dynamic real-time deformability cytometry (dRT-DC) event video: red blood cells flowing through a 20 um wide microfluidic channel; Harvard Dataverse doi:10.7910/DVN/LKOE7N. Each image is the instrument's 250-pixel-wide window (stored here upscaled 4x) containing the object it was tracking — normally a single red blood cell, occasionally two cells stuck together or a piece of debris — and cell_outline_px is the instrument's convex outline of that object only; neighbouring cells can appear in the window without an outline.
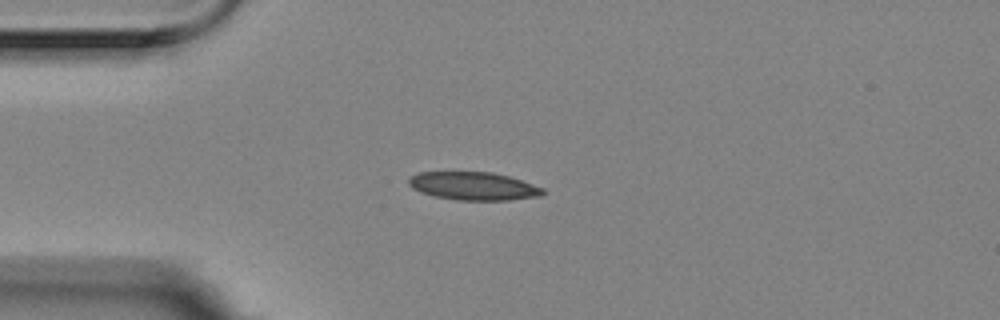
{"species": "Egyptian fruit bat (a non-hibernating species)", "species_latin": "Rousettus aegyptiacus", "temperature_condition": "room temperature", "stored_images_in_passage": 2, "camera_frame_rate_fps": 3000, "um_per_image_px": 0.085, "animal": {"sex": "female"}, "frame": {"image": 1, "passage_image": 1, "time_ms": 0.0, "image_size_px": [1000, 320], "cell_outline_px": [[544, 192], [540, 196], [508, 200], [456, 200], [436, 196], [420, 192], [412, 188], [408, 184], [408, 176], [420, 172], [492, 172], [508, 176], [544, 188]], "centroid_in_image_um": [40.21, 15.81], "position_along_channel_um": 44.8, "area_um2": 21.91}}